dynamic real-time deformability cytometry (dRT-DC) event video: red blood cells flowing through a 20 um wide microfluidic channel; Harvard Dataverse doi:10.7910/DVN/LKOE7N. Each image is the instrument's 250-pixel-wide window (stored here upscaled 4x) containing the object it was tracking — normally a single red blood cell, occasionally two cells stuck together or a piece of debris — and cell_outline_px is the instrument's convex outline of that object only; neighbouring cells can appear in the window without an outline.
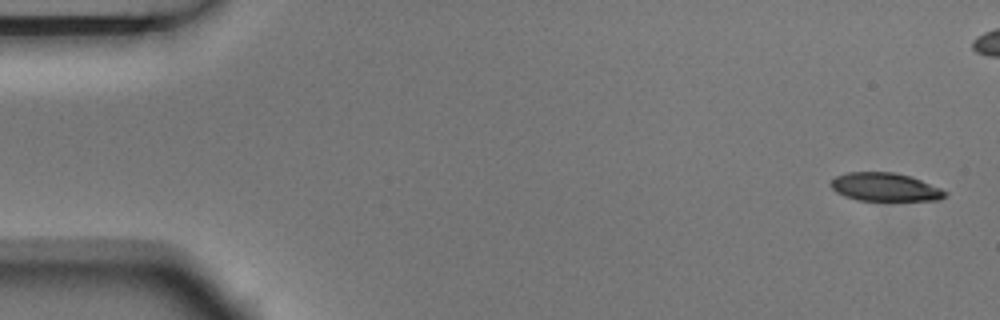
{"species": "Egyptian fruit bat (a non-hibernating species)", "species_latin": "Rousettus aegyptiacus", "temperature_condition": "room temperature", "stored_images_in_passage": 15, "camera_frame_rate_fps": 3000, "um_per_image_px": 0.085, "animal": {"sex": "male"}, "frame": {"image": 1, "passage_image": 1, "time_ms": 0.0, "image_size_px": [1000, 320], "cell_outline_px": [[948, 196], [940, 200], [856, 200], [844, 196], [836, 192], [828, 184], [836, 176], [848, 172], [892, 172], [908, 176], [920, 180], [940, 188], [948, 192]], "centroid_in_image_um": [75.21, 15.91], "position_along_channel_um": 9.8, "area_um2": 18.79}}
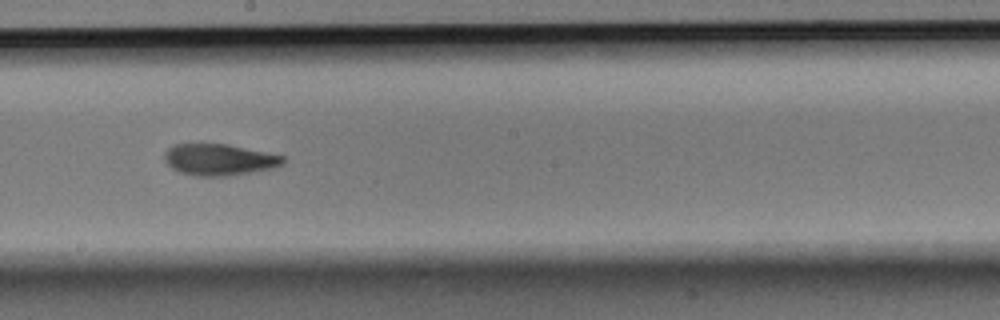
{"frame": {"image": 2, "passage_image": 8, "time_ms": 2.333, "image_size_px": [1000, 320], "cell_outline_px": [[284, 164], [272, 168], [228, 176], [196, 176], [180, 172], [172, 168], [164, 160], [164, 152], [168, 148], [176, 144], [228, 144], [284, 156]], "centroid_in_image_um": [18.61, 13.57], "position_along_channel_um": 229.6, "area_um2": 21.62}}
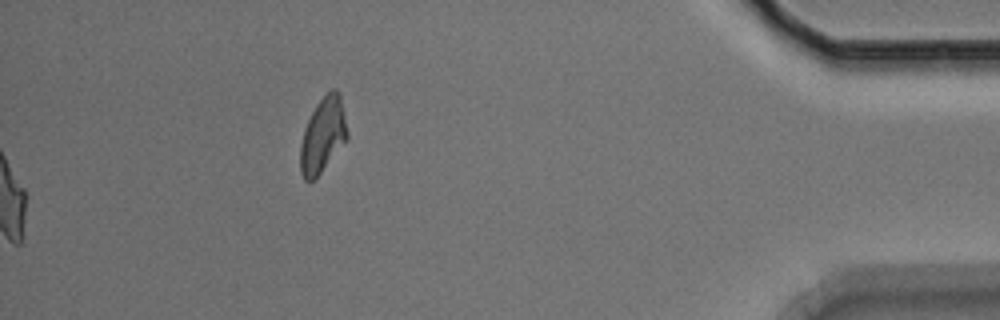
{"frame": {"image": 3, "passage_image": 14, "time_ms": 4.333, "image_size_px": [1000, 320], "cell_outline_px": [[348, 136], [320, 172], [312, 180], [304, 180], [300, 172], [300, 144], [304, 128], [316, 104], [332, 88], [336, 88], [340, 96], [348, 132]], "centroid_in_image_um": [27.41, 11.46], "position_along_channel_um": 407.8, "area_um2": 19.94}}